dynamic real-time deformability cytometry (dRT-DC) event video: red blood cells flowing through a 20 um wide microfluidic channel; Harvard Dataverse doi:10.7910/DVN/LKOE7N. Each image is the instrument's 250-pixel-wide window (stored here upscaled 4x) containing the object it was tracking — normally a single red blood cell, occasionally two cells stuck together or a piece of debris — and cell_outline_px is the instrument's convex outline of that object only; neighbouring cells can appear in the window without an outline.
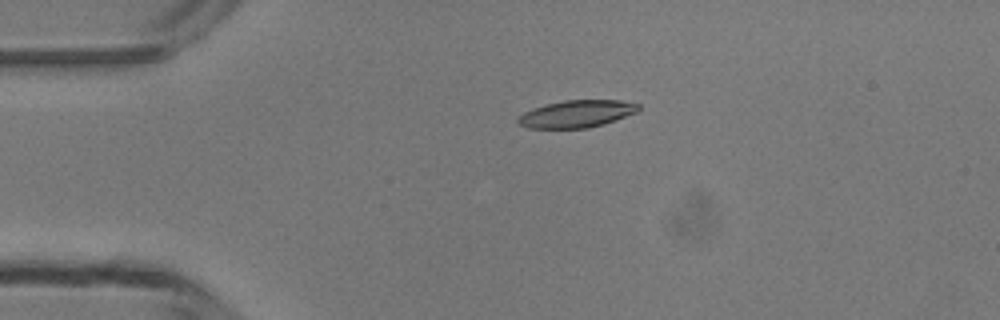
{"species": "common noctule bat (a hibernating species)", "species_latin": "Nyctalus noctula", "temperature_condition": "room temperature", "stored_images_in_passage": 3, "camera_frame_rate_fps": 3000, "um_per_image_px": 0.085, "animal": {"sex": "male", "body_mass_g": 13.3}, "frame": {"image": 1, "passage_image": 2, "time_ms": 1.0, "image_size_px": [1000, 320], "cell_outline_px": [[640, 108], [636, 112], [604, 124], [588, 128], [528, 128], [520, 124], [516, 120], [524, 112], [532, 108], [564, 100], [620, 100], [640, 104]], "centroid_in_image_um": [49.02, 9.67], "position_along_channel_um": 36.0, "area_um2": 19.02}}